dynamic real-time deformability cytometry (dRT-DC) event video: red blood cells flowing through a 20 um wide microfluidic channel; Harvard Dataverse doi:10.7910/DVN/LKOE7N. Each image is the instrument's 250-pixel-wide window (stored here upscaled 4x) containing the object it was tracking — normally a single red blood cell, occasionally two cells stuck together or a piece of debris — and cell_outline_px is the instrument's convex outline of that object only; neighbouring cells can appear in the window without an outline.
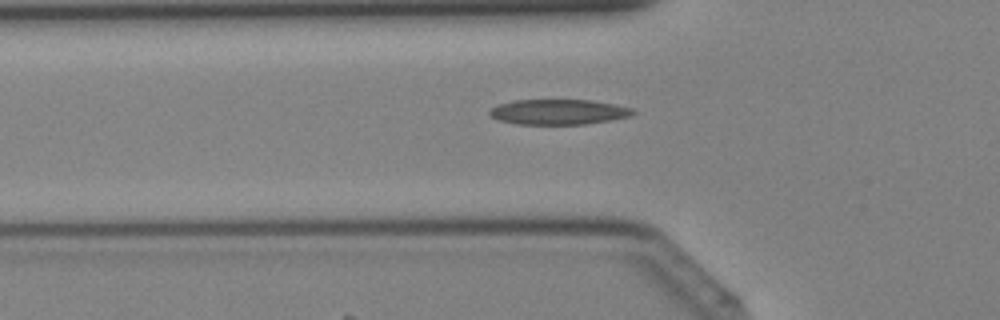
{"species": "Egyptian fruit bat (a non-hibernating species)", "species_latin": "Rousettus aegyptiacus", "temperature_condition": "cold", "stored_images_in_passage": 39, "camera_frame_rate_fps": 3000, "um_per_image_px": 0.085, "animal": {"sex": "female"}, "frame": {"image": 1, "passage_image": 12, "time_ms": 3.667, "image_size_px": [1000, 320], "cell_outline_px": [[636, 112], [628, 116], [612, 120], [584, 124], [516, 124], [500, 120], [492, 116], [488, 112], [492, 108], [500, 104], [516, 100], [592, 100], [632, 108]], "centroid_in_image_um": [47.48, 9.51], "position_along_channel_um": 78.3, "area_um2": 20.81}}
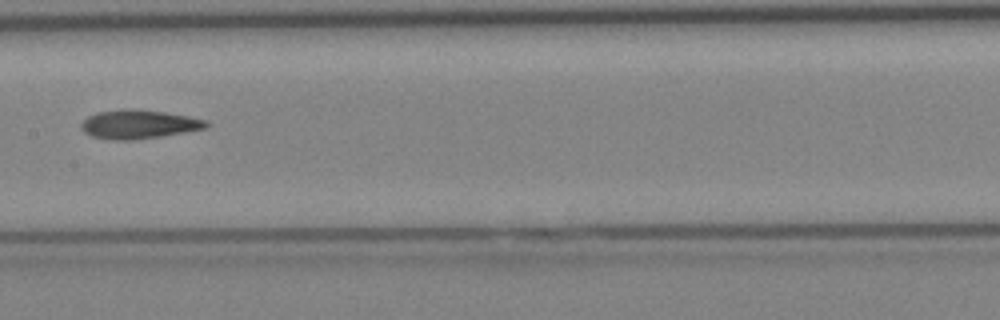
{"frame": {"image": 2, "passage_image": 19, "time_ms": 6.0, "image_size_px": [1000, 320], "cell_outline_px": [[208, 124], [204, 128], [184, 132], [160, 136], [132, 140], [112, 140], [92, 136], [84, 132], [80, 128], [80, 124], [88, 116], [96, 112], [120, 108], [136, 108], [164, 112], [188, 116], [208, 120]], "centroid_in_image_um": [11.74, 10.54], "position_along_channel_um": 195.7, "area_um2": 21.1}}
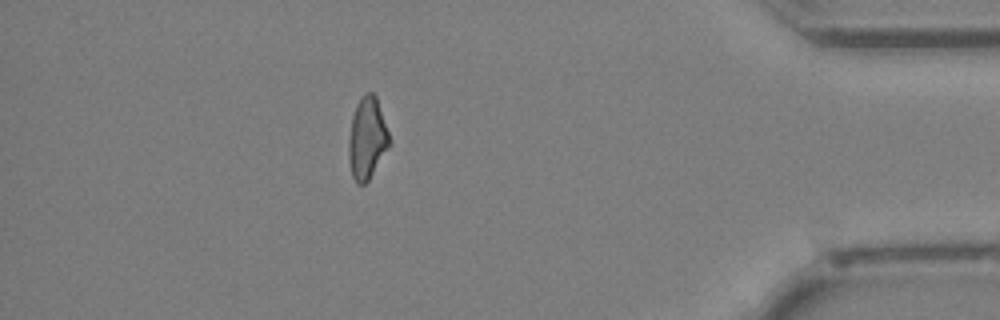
{"frame": {"image": 3, "passage_image": 34, "time_ms": 11.0, "image_size_px": [1000, 320], "cell_outline_px": [[392, 144], [368, 180], [364, 184], [356, 184], [352, 176], [348, 156], [348, 140], [352, 116], [356, 104], [364, 92], [372, 92], [376, 96]], "centroid_in_image_um": [31.2, 11.76], "position_along_channel_um": 404.0, "area_um2": 19.54}}